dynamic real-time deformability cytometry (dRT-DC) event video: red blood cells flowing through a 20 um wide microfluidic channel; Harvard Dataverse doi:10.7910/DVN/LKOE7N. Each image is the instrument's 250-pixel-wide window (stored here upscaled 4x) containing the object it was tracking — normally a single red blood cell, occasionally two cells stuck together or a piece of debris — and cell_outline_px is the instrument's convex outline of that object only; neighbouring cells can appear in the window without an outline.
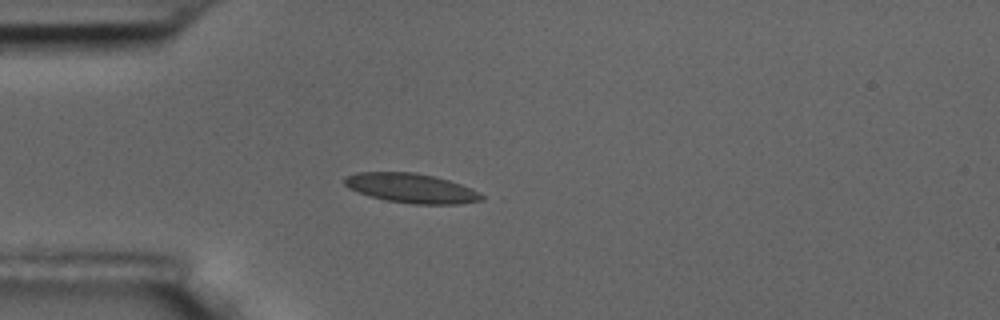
{"species": "common noctule bat (a hibernating species)", "species_latin": "Nyctalus noctula", "temperature_condition": "room temperature", "stored_images_in_passage": 42, "camera_frame_rate_fps": 3000, "um_per_image_px": 0.085, "animal": {"sex": "male", "body_mass_g": 17.5, "forearm_length_mm": 52.3}, "frame": {"image": 1, "passage_image": 1, "time_ms": 0.0, "image_size_px": [1000, 320], "cell_outline_px": [[488, 196], [484, 200], [460, 204], [412, 204], [388, 200], [368, 196], [348, 188], [344, 184], [344, 176], [356, 172], [416, 172], [448, 180], [472, 188]], "centroid_in_image_um": [34.99, 16.0], "position_along_channel_um": 50.0, "area_um2": 23.81}}
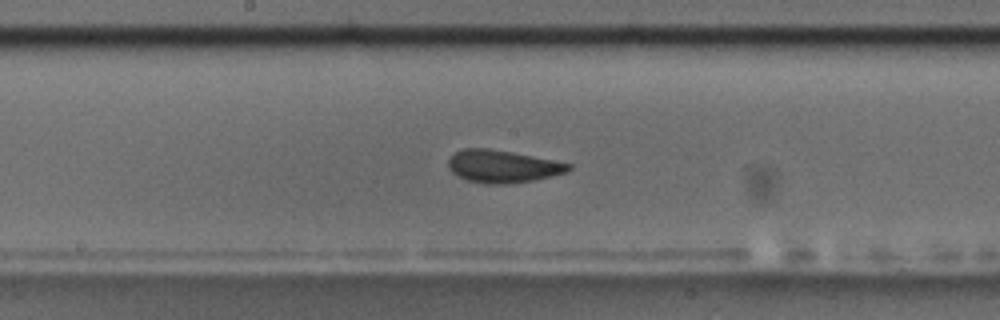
{"frame": {"image": 2, "passage_image": 15, "time_ms": 4.667, "image_size_px": [1000, 320], "cell_outline_px": [[572, 168], [568, 172], [532, 180], [504, 184], [484, 184], [468, 180], [452, 172], [448, 168], [448, 160], [456, 152], [464, 148], [488, 148], [512, 152], [572, 164]], "centroid_in_image_um": [42.72, 14.14], "position_along_channel_um": 205.5, "area_um2": 22.54}}
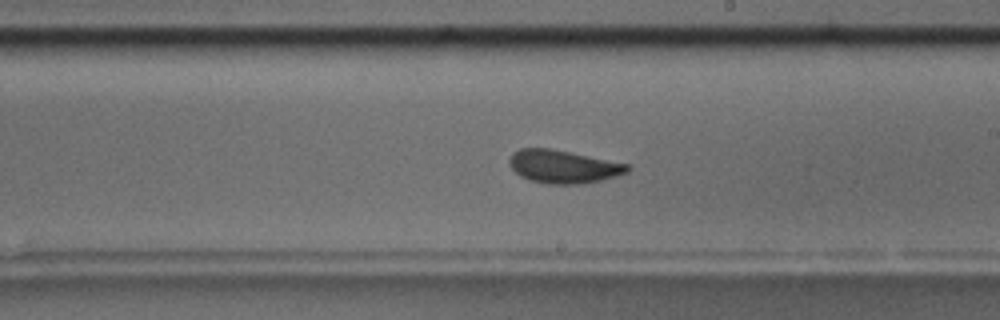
{"frame": {"image": 3, "passage_image": 18, "time_ms": 5.667, "image_size_px": [1000, 320], "cell_outline_px": [[632, 168], [628, 172], [616, 176], [584, 184], [548, 184], [528, 180], [520, 176], [512, 168], [508, 160], [512, 152], [520, 148], [548, 148], [628, 164]], "centroid_in_image_um": [47.85, 14.17], "position_along_channel_um": 241.1, "area_um2": 22.66}, "authors_computed_cell_mechanics": {"area_um2": 22.542, "velocity_mm_per_s": 3.5811, "shape_relaxation_time_tau1_ms": 3.9383, "shape_relaxation_time_tau2_ms": 1.598, "deformation_change_tau1": 0.104, "deformation_change_tau2": 0.061}}